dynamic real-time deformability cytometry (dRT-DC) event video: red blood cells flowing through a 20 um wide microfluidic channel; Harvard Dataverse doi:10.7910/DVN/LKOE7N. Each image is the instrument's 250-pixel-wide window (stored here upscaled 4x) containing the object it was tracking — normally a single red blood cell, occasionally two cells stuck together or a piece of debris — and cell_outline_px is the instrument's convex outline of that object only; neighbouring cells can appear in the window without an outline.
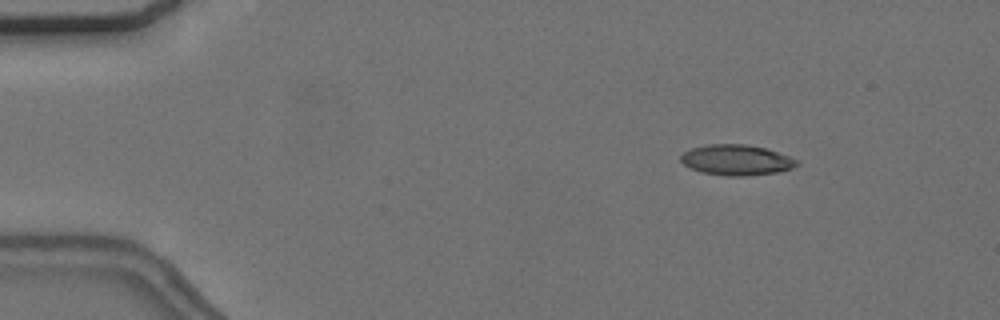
{"species": "common noctule bat (a hibernating species)", "species_latin": "Nyctalus noctula", "temperature_condition": "cold", "stored_images_in_passage": 55, "camera_frame_rate_fps": 3000, "um_per_image_px": 0.085, "animal": {"sex": "female", "body_mass_g": 24.6, "forearm_length_mm": 56.2}, "frame": {"image": 1, "passage_image": 7, "time_ms": 2.0, "image_size_px": [1000, 320], "cell_outline_px": [[800, 164], [792, 168], [776, 172], [744, 176], [728, 176], [700, 172], [684, 164], [680, 160], [680, 156], [684, 152], [692, 148], [708, 144], [744, 144], [764, 148], [788, 156], [796, 160]], "centroid_in_image_um": [62.57, 13.6], "position_along_channel_um": 22.4, "area_um2": 20.4}}
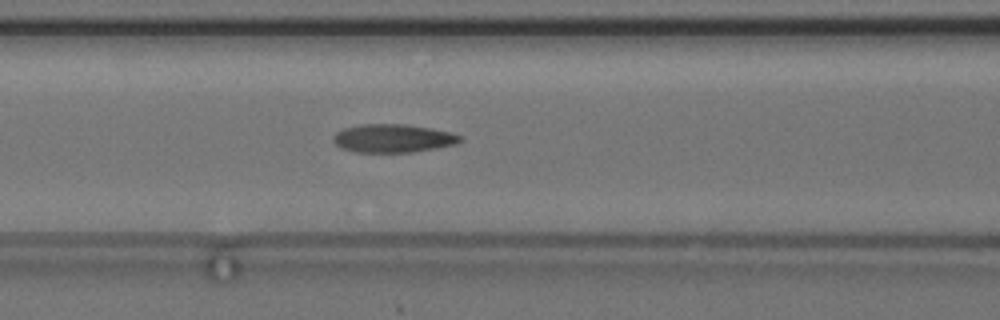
{"frame": {"image": 2, "passage_image": 23, "time_ms": 7.333, "image_size_px": [1000, 320], "cell_outline_px": [[464, 140], [456, 144], [412, 152], [356, 152], [340, 148], [332, 140], [332, 136], [336, 132], [344, 128], [360, 124], [404, 124], [432, 128], [452, 132], [460, 136]], "centroid_in_image_um": [33.39, 11.75], "position_along_channel_um": 133.2, "area_um2": 21.04}}
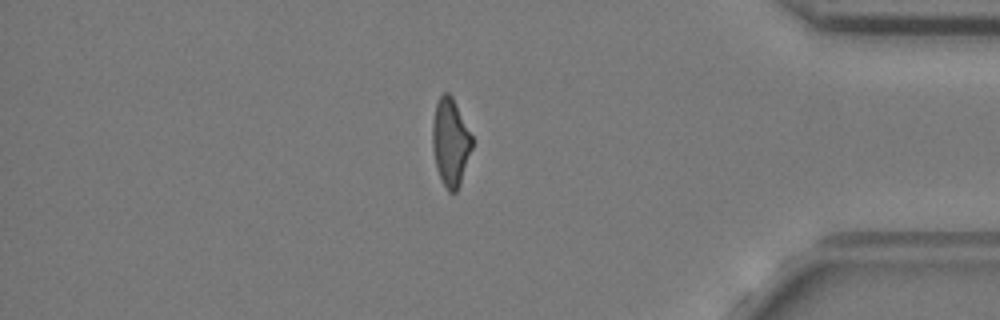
{"frame": {"image": 3, "passage_image": 47, "time_ms": 15.333, "image_size_px": [1000, 320], "cell_outline_px": [[472, 148], [460, 184], [456, 192], [448, 192], [436, 168], [432, 148], [432, 120], [436, 104], [440, 96], [444, 92], [448, 92], [452, 96], [472, 136]], "centroid_in_image_um": [38.27, 12.08], "position_along_channel_um": 396.9, "area_um2": 20.11}, "authors_computed_cell_mechanics": {"area_um2": 20.6346, "velocity_mm_per_s": 3.6817, "shape_relaxation_time_tau1_ms": null, "shape_relaxation_time_tau2_ms": 2.3357, "deformation_change_tau1": null, "deformation_change_tau2": 0.0918}}